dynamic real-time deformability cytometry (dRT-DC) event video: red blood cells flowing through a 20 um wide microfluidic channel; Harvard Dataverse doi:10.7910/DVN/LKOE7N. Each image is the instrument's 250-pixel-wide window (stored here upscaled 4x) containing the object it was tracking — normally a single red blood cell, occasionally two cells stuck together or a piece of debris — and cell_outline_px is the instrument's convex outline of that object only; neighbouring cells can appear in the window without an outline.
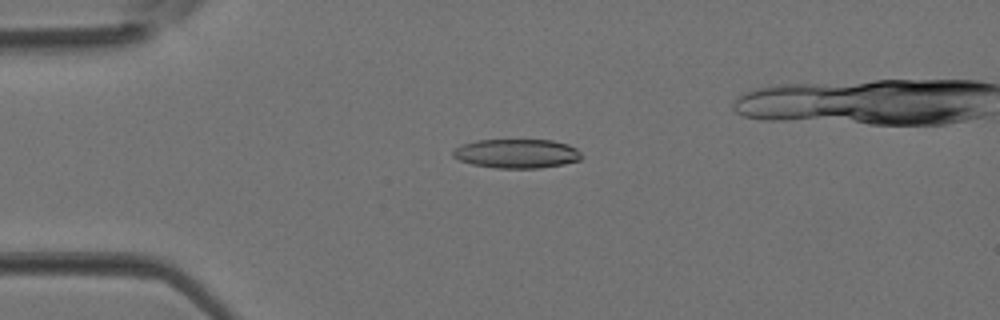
{"species": "Egyptian fruit bat (a non-hibernating species)", "species_latin": "Rousettus aegyptiacus", "temperature_condition": "room temperature", "stored_images_in_passage": 3, "camera_frame_rate_fps": 3000, "um_per_image_px": 0.085, "animal": {"sex": "female"}, "frame": {"image": 1, "passage_image": 2, "time_ms": 0.333, "image_size_px": [1000, 320], "cell_outline_px": [[580, 160], [564, 164], [540, 168], [496, 168], [472, 164], [460, 160], [452, 156], [452, 152], [460, 144], [476, 140], [552, 140], [568, 144], [576, 148], [580, 152]], "centroid_in_image_um": [43.91, 13.05], "position_along_channel_um": 41.1, "area_um2": 21.85}}